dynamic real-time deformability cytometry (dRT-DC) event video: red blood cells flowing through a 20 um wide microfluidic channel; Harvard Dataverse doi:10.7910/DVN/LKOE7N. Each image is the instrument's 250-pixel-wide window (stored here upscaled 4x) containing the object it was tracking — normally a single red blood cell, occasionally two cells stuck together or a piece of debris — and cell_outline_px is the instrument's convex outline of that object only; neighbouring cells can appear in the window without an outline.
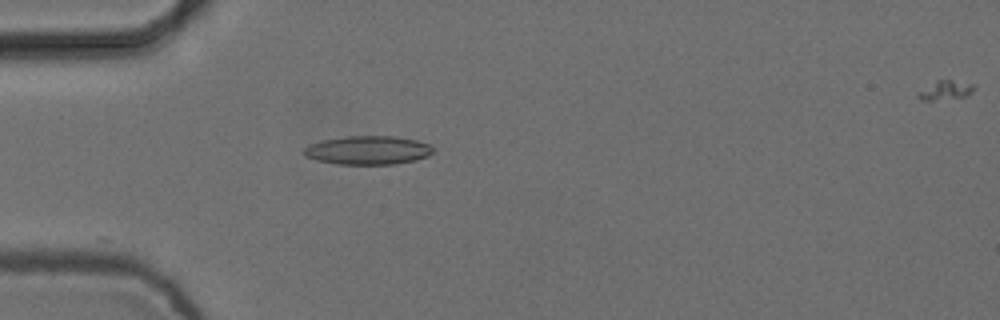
{"species": "common noctule bat (a hibernating species)", "species_latin": "Nyctalus noctula", "temperature_condition": "cold", "stored_images_in_passage": 5, "camera_frame_rate_fps": 3000, "um_per_image_px": 0.085, "animal": {"sex": "female", "body_mass_g": 24.6, "forearm_length_mm": 56.2}, "frame": {"image": 1, "passage_image": 4, "time_ms": 1.0, "image_size_px": [1000, 320], "cell_outline_px": [[436, 148], [428, 156], [416, 160], [396, 164], [336, 164], [316, 160], [304, 156], [304, 148], [308, 144], [320, 140], [344, 136], [396, 136], [416, 140], [428, 144]], "centroid_in_image_um": [31.26, 12.76], "position_along_channel_um": 53.7, "area_um2": 21.85}}